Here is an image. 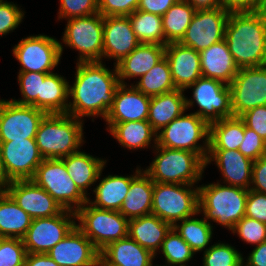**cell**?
Wrapping results in <instances>:
<instances>
[{
  "label": "cell",
  "instance_id": "obj_41",
  "mask_svg": "<svg viewBox=\"0 0 266 266\" xmlns=\"http://www.w3.org/2000/svg\"><path fill=\"white\" fill-rule=\"evenodd\" d=\"M234 247L226 243H216L206 248L203 266H243L244 258Z\"/></svg>",
  "mask_w": 266,
  "mask_h": 266
},
{
  "label": "cell",
  "instance_id": "obj_56",
  "mask_svg": "<svg viewBox=\"0 0 266 266\" xmlns=\"http://www.w3.org/2000/svg\"><path fill=\"white\" fill-rule=\"evenodd\" d=\"M196 10H205L221 7V0H186Z\"/></svg>",
  "mask_w": 266,
  "mask_h": 266
},
{
  "label": "cell",
  "instance_id": "obj_36",
  "mask_svg": "<svg viewBox=\"0 0 266 266\" xmlns=\"http://www.w3.org/2000/svg\"><path fill=\"white\" fill-rule=\"evenodd\" d=\"M195 12L188 1L179 0L162 16L165 46L182 39Z\"/></svg>",
  "mask_w": 266,
  "mask_h": 266
},
{
  "label": "cell",
  "instance_id": "obj_31",
  "mask_svg": "<svg viewBox=\"0 0 266 266\" xmlns=\"http://www.w3.org/2000/svg\"><path fill=\"white\" fill-rule=\"evenodd\" d=\"M154 182L141 171L130 184L129 191L119 210L128 220L151 214Z\"/></svg>",
  "mask_w": 266,
  "mask_h": 266
},
{
  "label": "cell",
  "instance_id": "obj_59",
  "mask_svg": "<svg viewBox=\"0 0 266 266\" xmlns=\"http://www.w3.org/2000/svg\"><path fill=\"white\" fill-rule=\"evenodd\" d=\"M257 2H258L259 6L261 8H263L264 6H266V0H257Z\"/></svg>",
  "mask_w": 266,
  "mask_h": 266
},
{
  "label": "cell",
  "instance_id": "obj_27",
  "mask_svg": "<svg viewBox=\"0 0 266 266\" xmlns=\"http://www.w3.org/2000/svg\"><path fill=\"white\" fill-rule=\"evenodd\" d=\"M99 255L113 266H152L155 258L129 236L110 243Z\"/></svg>",
  "mask_w": 266,
  "mask_h": 266
},
{
  "label": "cell",
  "instance_id": "obj_34",
  "mask_svg": "<svg viewBox=\"0 0 266 266\" xmlns=\"http://www.w3.org/2000/svg\"><path fill=\"white\" fill-rule=\"evenodd\" d=\"M245 123L240 117L222 118L210 124L209 150H238Z\"/></svg>",
  "mask_w": 266,
  "mask_h": 266
},
{
  "label": "cell",
  "instance_id": "obj_53",
  "mask_svg": "<svg viewBox=\"0 0 266 266\" xmlns=\"http://www.w3.org/2000/svg\"><path fill=\"white\" fill-rule=\"evenodd\" d=\"M221 7L229 12L257 11L262 9L257 0H221Z\"/></svg>",
  "mask_w": 266,
  "mask_h": 266
},
{
  "label": "cell",
  "instance_id": "obj_10",
  "mask_svg": "<svg viewBox=\"0 0 266 266\" xmlns=\"http://www.w3.org/2000/svg\"><path fill=\"white\" fill-rule=\"evenodd\" d=\"M103 21L100 13L67 19L62 40L65 45L79 51V62L102 60Z\"/></svg>",
  "mask_w": 266,
  "mask_h": 266
},
{
  "label": "cell",
  "instance_id": "obj_29",
  "mask_svg": "<svg viewBox=\"0 0 266 266\" xmlns=\"http://www.w3.org/2000/svg\"><path fill=\"white\" fill-rule=\"evenodd\" d=\"M61 160L72 181L86 197L88 195L86 189L100 179L107 162L81 151L65 156Z\"/></svg>",
  "mask_w": 266,
  "mask_h": 266
},
{
  "label": "cell",
  "instance_id": "obj_17",
  "mask_svg": "<svg viewBox=\"0 0 266 266\" xmlns=\"http://www.w3.org/2000/svg\"><path fill=\"white\" fill-rule=\"evenodd\" d=\"M0 154L10 181L31 180L44 160L35 139L0 142Z\"/></svg>",
  "mask_w": 266,
  "mask_h": 266
},
{
  "label": "cell",
  "instance_id": "obj_48",
  "mask_svg": "<svg viewBox=\"0 0 266 266\" xmlns=\"http://www.w3.org/2000/svg\"><path fill=\"white\" fill-rule=\"evenodd\" d=\"M139 0H98V11L104 16H129L137 10Z\"/></svg>",
  "mask_w": 266,
  "mask_h": 266
},
{
  "label": "cell",
  "instance_id": "obj_54",
  "mask_svg": "<svg viewBox=\"0 0 266 266\" xmlns=\"http://www.w3.org/2000/svg\"><path fill=\"white\" fill-rule=\"evenodd\" d=\"M243 266H266V241L256 245Z\"/></svg>",
  "mask_w": 266,
  "mask_h": 266
},
{
  "label": "cell",
  "instance_id": "obj_5",
  "mask_svg": "<svg viewBox=\"0 0 266 266\" xmlns=\"http://www.w3.org/2000/svg\"><path fill=\"white\" fill-rule=\"evenodd\" d=\"M153 162L144 172L153 182L194 185L201 180L206 162L192 151L164 148L154 145Z\"/></svg>",
  "mask_w": 266,
  "mask_h": 266
},
{
  "label": "cell",
  "instance_id": "obj_18",
  "mask_svg": "<svg viewBox=\"0 0 266 266\" xmlns=\"http://www.w3.org/2000/svg\"><path fill=\"white\" fill-rule=\"evenodd\" d=\"M6 192L32 219L53 217L64 210L47 191L32 180L11 181Z\"/></svg>",
  "mask_w": 266,
  "mask_h": 266
},
{
  "label": "cell",
  "instance_id": "obj_3",
  "mask_svg": "<svg viewBox=\"0 0 266 266\" xmlns=\"http://www.w3.org/2000/svg\"><path fill=\"white\" fill-rule=\"evenodd\" d=\"M83 121L64 114H46L41 120L35 140L44 159H62L82 146Z\"/></svg>",
  "mask_w": 266,
  "mask_h": 266
},
{
  "label": "cell",
  "instance_id": "obj_44",
  "mask_svg": "<svg viewBox=\"0 0 266 266\" xmlns=\"http://www.w3.org/2000/svg\"><path fill=\"white\" fill-rule=\"evenodd\" d=\"M232 233H237L242 241L248 244L259 245L266 241V224L244 216L234 225Z\"/></svg>",
  "mask_w": 266,
  "mask_h": 266
},
{
  "label": "cell",
  "instance_id": "obj_6",
  "mask_svg": "<svg viewBox=\"0 0 266 266\" xmlns=\"http://www.w3.org/2000/svg\"><path fill=\"white\" fill-rule=\"evenodd\" d=\"M209 136L210 125L205 120L195 113H183L157 133L156 145L192 151L206 162L209 153ZM200 139L205 140L203 146L198 143Z\"/></svg>",
  "mask_w": 266,
  "mask_h": 266
},
{
  "label": "cell",
  "instance_id": "obj_19",
  "mask_svg": "<svg viewBox=\"0 0 266 266\" xmlns=\"http://www.w3.org/2000/svg\"><path fill=\"white\" fill-rule=\"evenodd\" d=\"M47 254L59 266H96L100 252L83 232L75 226Z\"/></svg>",
  "mask_w": 266,
  "mask_h": 266
},
{
  "label": "cell",
  "instance_id": "obj_26",
  "mask_svg": "<svg viewBox=\"0 0 266 266\" xmlns=\"http://www.w3.org/2000/svg\"><path fill=\"white\" fill-rule=\"evenodd\" d=\"M172 225L153 214L130 219L128 236L156 256Z\"/></svg>",
  "mask_w": 266,
  "mask_h": 266
},
{
  "label": "cell",
  "instance_id": "obj_33",
  "mask_svg": "<svg viewBox=\"0 0 266 266\" xmlns=\"http://www.w3.org/2000/svg\"><path fill=\"white\" fill-rule=\"evenodd\" d=\"M106 124H108L107 130L112 137L129 150L148 147L153 136L155 137L154 144H156L157 133L147 120Z\"/></svg>",
  "mask_w": 266,
  "mask_h": 266
},
{
  "label": "cell",
  "instance_id": "obj_38",
  "mask_svg": "<svg viewBox=\"0 0 266 266\" xmlns=\"http://www.w3.org/2000/svg\"><path fill=\"white\" fill-rule=\"evenodd\" d=\"M128 17L140 43L165 46L162 16L136 10Z\"/></svg>",
  "mask_w": 266,
  "mask_h": 266
},
{
  "label": "cell",
  "instance_id": "obj_32",
  "mask_svg": "<svg viewBox=\"0 0 266 266\" xmlns=\"http://www.w3.org/2000/svg\"><path fill=\"white\" fill-rule=\"evenodd\" d=\"M32 218L6 192H0V238L22 239Z\"/></svg>",
  "mask_w": 266,
  "mask_h": 266
},
{
  "label": "cell",
  "instance_id": "obj_45",
  "mask_svg": "<svg viewBox=\"0 0 266 266\" xmlns=\"http://www.w3.org/2000/svg\"><path fill=\"white\" fill-rule=\"evenodd\" d=\"M96 13H99L98 0H60L58 18L86 17Z\"/></svg>",
  "mask_w": 266,
  "mask_h": 266
},
{
  "label": "cell",
  "instance_id": "obj_24",
  "mask_svg": "<svg viewBox=\"0 0 266 266\" xmlns=\"http://www.w3.org/2000/svg\"><path fill=\"white\" fill-rule=\"evenodd\" d=\"M199 53L203 77L213 78L226 85L233 81L239 67L236 65L224 39Z\"/></svg>",
  "mask_w": 266,
  "mask_h": 266
},
{
  "label": "cell",
  "instance_id": "obj_16",
  "mask_svg": "<svg viewBox=\"0 0 266 266\" xmlns=\"http://www.w3.org/2000/svg\"><path fill=\"white\" fill-rule=\"evenodd\" d=\"M229 11L222 7L196 10L180 44L200 52L224 39Z\"/></svg>",
  "mask_w": 266,
  "mask_h": 266
},
{
  "label": "cell",
  "instance_id": "obj_42",
  "mask_svg": "<svg viewBox=\"0 0 266 266\" xmlns=\"http://www.w3.org/2000/svg\"><path fill=\"white\" fill-rule=\"evenodd\" d=\"M49 73L42 72H19L18 81L20 85V100L12 99V101L21 105H31L40 110V88L41 82Z\"/></svg>",
  "mask_w": 266,
  "mask_h": 266
},
{
  "label": "cell",
  "instance_id": "obj_58",
  "mask_svg": "<svg viewBox=\"0 0 266 266\" xmlns=\"http://www.w3.org/2000/svg\"><path fill=\"white\" fill-rule=\"evenodd\" d=\"M96 266H113L110 263L106 262L100 255L97 258Z\"/></svg>",
  "mask_w": 266,
  "mask_h": 266
},
{
  "label": "cell",
  "instance_id": "obj_40",
  "mask_svg": "<svg viewBox=\"0 0 266 266\" xmlns=\"http://www.w3.org/2000/svg\"><path fill=\"white\" fill-rule=\"evenodd\" d=\"M168 266H187L195 252L188 243L172 228L164 239L161 250Z\"/></svg>",
  "mask_w": 266,
  "mask_h": 266
},
{
  "label": "cell",
  "instance_id": "obj_12",
  "mask_svg": "<svg viewBox=\"0 0 266 266\" xmlns=\"http://www.w3.org/2000/svg\"><path fill=\"white\" fill-rule=\"evenodd\" d=\"M62 43L47 35L29 36L14 46L13 56L21 64L19 72L53 73L63 52Z\"/></svg>",
  "mask_w": 266,
  "mask_h": 266
},
{
  "label": "cell",
  "instance_id": "obj_52",
  "mask_svg": "<svg viewBox=\"0 0 266 266\" xmlns=\"http://www.w3.org/2000/svg\"><path fill=\"white\" fill-rule=\"evenodd\" d=\"M179 0H139L137 10L163 16Z\"/></svg>",
  "mask_w": 266,
  "mask_h": 266
},
{
  "label": "cell",
  "instance_id": "obj_1",
  "mask_svg": "<svg viewBox=\"0 0 266 266\" xmlns=\"http://www.w3.org/2000/svg\"><path fill=\"white\" fill-rule=\"evenodd\" d=\"M114 68V72L108 70L102 61L78 62L75 81L69 85L68 96L73 101L68 103L67 114L79 119L98 115L105 119L120 85L115 64Z\"/></svg>",
  "mask_w": 266,
  "mask_h": 266
},
{
  "label": "cell",
  "instance_id": "obj_35",
  "mask_svg": "<svg viewBox=\"0 0 266 266\" xmlns=\"http://www.w3.org/2000/svg\"><path fill=\"white\" fill-rule=\"evenodd\" d=\"M69 82L57 73L48 74L41 82L40 110L46 114H64L68 109Z\"/></svg>",
  "mask_w": 266,
  "mask_h": 266
},
{
  "label": "cell",
  "instance_id": "obj_20",
  "mask_svg": "<svg viewBox=\"0 0 266 266\" xmlns=\"http://www.w3.org/2000/svg\"><path fill=\"white\" fill-rule=\"evenodd\" d=\"M103 35V57L115 65L140 44L128 16H104Z\"/></svg>",
  "mask_w": 266,
  "mask_h": 266
},
{
  "label": "cell",
  "instance_id": "obj_39",
  "mask_svg": "<svg viewBox=\"0 0 266 266\" xmlns=\"http://www.w3.org/2000/svg\"><path fill=\"white\" fill-rule=\"evenodd\" d=\"M213 226L204 218H185L181 224L175 223L172 228L178 233L196 253L202 251L212 238Z\"/></svg>",
  "mask_w": 266,
  "mask_h": 266
},
{
  "label": "cell",
  "instance_id": "obj_15",
  "mask_svg": "<svg viewBox=\"0 0 266 266\" xmlns=\"http://www.w3.org/2000/svg\"><path fill=\"white\" fill-rule=\"evenodd\" d=\"M45 115L34 106L0 100V142L35 139Z\"/></svg>",
  "mask_w": 266,
  "mask_h": 266
},
{
  "label": "cell",
  "instance_id": "obj_57",
  "mask_svg": "<svg viewBox=\"0 0 266 266\" xmlns=\"http://www.w3.org/2000/svg\"><path fill=\"white\" fill-rule=\"evenodd\" d=\"M10 182L11 181L8 179L5 173L2 159H1V154H0V192L6 191L7 186L9 185Z\"/></svg>",
  "mask_w": 266,
  "mask_h": 266
},
{
  "label": "cell",
  "instance_id": "obj_60",
  "mask_svg": "<svg viewBox=\"0 0 266 266\" xmlns=\"http://www.w3.org/2000/svg\"><path fill=\"white\" fill-rule=\"evenodd\" d=\"M262 9H263V11H264L265 14H266V6H264Z\"/></svg>",
  "mask_w": 266,
  "mask_h": 266
},
{
  "label": "cell",
  "instance_id": "obj_9",
  "mask_svg": "<svg viewBox=\"0 0 266 266\" xmlns=\"http://www.w3.org/2000/svg\"><path fill=\"white\" fill-rule=\"evenodd\" d=\"M31 180L65 210L76 212L89 199L72 181L61 159H44Z\"/></svg>",
  "mask_w": 266,
  "mask_h": 266
},
{
  "label": "cell",
  "instance_id": "obj_7",
  "mask_svg": "<svg viewBox=\"0 0 266 266\" xmlns=\"http://www.w3.org/2000/svg\"><path fill=\"white\" fill-rule=\"evenodd\" d=\"M89 204V205H88ZM76 226L100 252L107 245L128 236V222L119 211L100 209L88 201L76 211Z\"/></svg>",
  "mask_w": 266,
  "mask_h": 266
},
{
  "label": "cell",
  "instance_id": "obj_30",
  "mask_svg": "<svg viewBox=\"0 0 266 266\" xmlns=\"http://www.w3.org/2000/svg\"><path fill=\"white\" fill-rule=\"evenodd\" d=\"M141 171L137 168L135 174L131 176L108 175L103 177L93 190L95 200L88 199V202L100 209L119 211L129 191L131 181Z\"/></svg>",
  "mask_w": 266,
  "mask_h": 266
},
{
  "label": "cell",
  "instance_id": "obj_2",
  "mask_svg": "<svg viewBox=\"0 0 266 266\" xmlns=\"http://www.w3.org/2000/svg\"><path fill=\"white\" fill-rule=\"evenodd\" d=\"M224 40L239 68L264 66L266 64V14L263 9L230 12Z\"/></svg>",
  "mask_w": 266,
  "mask_h": 266
},
{
  "label": "cell",
  "instance_id": "obj_22",
  "mask_svg": "<svg viewBox=\"0 0 266 266\" xmlns=\"http://www.w3.org/2000/svg\"><path fill=\"white\" fill-rule=\"evenodd\" d=\"M165 57L177 89L185 90L202 76L200 53L193 48L179 42L168 43L165 46Z\"/></svg>",
  "mask_w": 266,
  "mask_h": 266
},
{
  "label": "cell",
  "instance_id": "obj_55",
  "mask_svg": "<svg viewBox=\"0 0 266 266\" xmlns=\"http://www.w3.org/2000/svg\"><path fill=\"white\" fill-rule=\"evenodd\" d=\"M24 266H59L47 253H27Z\"/></svg>",
  "mask_w": 266,
  "mask_h": 266
},
{
  "label": "cell",
  "instance_id": "obj_46",
  "mask_svg": "<svg viewBox=\"0 0 266 266\" xmlns=\"http://www.w3.org/2000/svg\"><path fill=\"white\" fill-rule=\"evenodd\" d=\"M24 15L17 4L0 0V36L15 30L23 21Z\"/></svg>",
  "mask_w": 266,
  "mask_h": 266
},
{
  "label": "cell",
  "instance_id": "obj_21",
  "mask_svg": "<svg viewBox=\"0 0 266 266\" xmlns=\"http://www.w3.org/2000/svg\"><path fill=\"white\" fill-rule=\"evenodd\" d=\"M151 97L137 90L133 85L120 84L116 90L112 107L104 119L107 123H121L147 120Z\"/></svg>",
  "mask_w": 266,
  "mask_h": 266
},
{
  "label": "cell",
  "instance_id": "obj_25",
  "mask_svg": "<svg viewBox=\"0 0 266 266\" xmlns=\"http://www.w3.org/2000/svg\"><path fill=\"white\" fill-rule=\"evenodd\" d=\"M165 57V46L140 43L130 54L116 64L119 82L124 79L142 77Z\"/></svg>",
  "mask_w": 266,
  "mask_h": 266
},
{
  "label": "cell",
  "instance_id": "obj_37",
  "mask_svg": "<svg viewBox=\"0 0 266 266\" xmlns=\"http://www.w3.org/2000/svg\"><path fill=\"white\" fill-rule=\"evenodd\" d=\"M133 86L148 97L158 96L177 89L166 57L140 77L138 83Z\"/></svg>",
  "mask_w": 266,
  "mask_h": 266
},
{
  "label": "cell",
  "instance_id": "obj_28",
  "mask_svg": "<svg viewBox=\"0 0 266 266\" xmlns=\"http://www.w3.org/2000/svg\"><path fill=\"white\" fill-rule=\"evenodd\" d=\"M184 91L182 89H175L151 97L147 121L156 133L187 110Z\"/></svg>",
  "mask_w": 266,
  "mask_h": 266
},
{
  "label": "cell",
  "instance_id": "obj_11",
  "mask_svg": "<svg viewBox=\"0 0 266 266\" xmlns=\"http://www.w3.org/2000/svg\"><path fill=\"white\" fill-rule=\"evenodd\" d=\"M188 88H193V99L186 98L187 109L196 102L200 109L194 113L209 125L222 118L233 117L229 85L213 78L201 76L186 89Z\"/></svg>",
  "mask_w": 266,
  "mask_h": 266
},
{
  "label": "cell",
  "instance_id": "obj_13",
  "mask_svg": "<svg viewBox=\"0 0 266 266\" xmlns=\"http://www.w3.org/2000/svg\"><path fill=\"white\" fill-rule=\"evenodd\" d=\"M229 88L234 117L266 105V65L239 68Z\"/></svg>",
  "mask_w": 266,
  "mask_h": 266
},
{
  "label": "cell",
  "instance_id": "obj_47",
  "mask_svg": "<svg viewBox=\"0 0 266 266\" xmlns=\"http://www.w3.org/2000/svg\"><path fill=\"white\" fill-rule=\"evenodd\" d=\"M238 150L247 158L256 161L266 155V142L254 130L245 126L244 139Z\"/></svg>",
  "mask_w": 266,
  "mask_h": 266
},
{
  "label": "cell",
  "instance_id": "obj_43",
  "mask_svg": "<svg viewBox=\"0 0 266 266\" xmlns=\"http://www.w3.org/2000/svg\"><path fill=\"white\" fill-rule=\"evenodd\" d=\"M26 249L20 238H0V266H24Z\"/></svg>",
  "mask_w": 266,
  "mask_h": 266
},
{
  "label": "cell",
  "instance_id": "obj_4",
  "mask_svg": "<svg viewBox=\"0 0 266 266\" xmlns=\"http://www.w3.org/2000/svg\"><path fill=\"white\" fill-rule=\"evenodd\" d=\"M248 192L247 189L219 182L201 185L198 187V212H203L207 222L212 220L232 231L245 216Z\"/></svg>",
  "mask_w": 266,
  "mask_h": 266
},
{
  "label": "cell",
  "instance_id": "obj_50",
  "mask_svg": "<svg viewBox=\"0 0 266 266\" xmlns=\"http://www.w3.org/2000/svg\"><path fill=\"white\" fill-rule=\"evenodd\" d=\"M245 216L266 224V194L249 190Z\"/></svg>",
  "mask_w": 266,
  "mask_h": 266
},
{
  "label": "cell",
  "instance_id": "obj_14",
  "mask_svg": "<svg viewBox=\"0 0 266 266\" xmlns=\"http://www.w3.org/2000/svg\"><path fill=\"white\" fill-rule=\"evenodd\" d=\"M76 212L63 210L53 217L32 219L22 238L27 253H47L77 225Z\"/></svg>",
  "mask_w": 266,
  "mask_h": 266
},
{
  "label": "cell",
  "instance_id": "obj_49",
  "mask_svg": "<svg viewBox=\"0 0 266 266\" xmlns=\"http://www.w3.org/2000/svg\"><path fill=\"white\" fill-rule=\"evenodd\" d=\"M245 126L254 130L266 142V105L246 111L240 116Z\"/></svg>",
  "mask_w": 266,
  "mask_h": 266
},
{
  "label": "cell",
  "instance_id": "obj_23",
  "mask_svg": "<svg viewBox=\"0 0 266 266\" xmlns=\"http://www.w3.org/2000/svg\"><path fill=\"white\" fill-rule=\"evenodd\" d=\"M215 161L224 178V184L249 190L253 161L239 150H209L206 166Z\"/></svg>",
  "mask_w": 266,
  "mask_h": 266
},
{
  "label": "cell",
  "instance_id": "obj_51",
  "mask_svg": "<svg viewBox=\"0 0 266 266\" xmlns=\"http://www.w3.org/2000/svg\"><path fill=\"white\" fill-rule=\"evenodd\" d=\"M251 184L249 190L266 194V155L253 161Z\"/></svg>",
  "mask_w": 266,
  "mask_h": 266
},
{
  "label": "cell",
  "instance_id": "obj_8",
  "mask_svg": "<svg viewBox=\"0 0 266 266\" xmlns=\"http://www.w3.org/2000/svg\"><path fill=\"white\" fill-rule=\"evenodd\" d=\"M190 184L154 182L151 214L172 226L199 214L198 187Z\"/></svg>",
  "mask_w": 266,
  "mask_h": 266
}]
</instances>
